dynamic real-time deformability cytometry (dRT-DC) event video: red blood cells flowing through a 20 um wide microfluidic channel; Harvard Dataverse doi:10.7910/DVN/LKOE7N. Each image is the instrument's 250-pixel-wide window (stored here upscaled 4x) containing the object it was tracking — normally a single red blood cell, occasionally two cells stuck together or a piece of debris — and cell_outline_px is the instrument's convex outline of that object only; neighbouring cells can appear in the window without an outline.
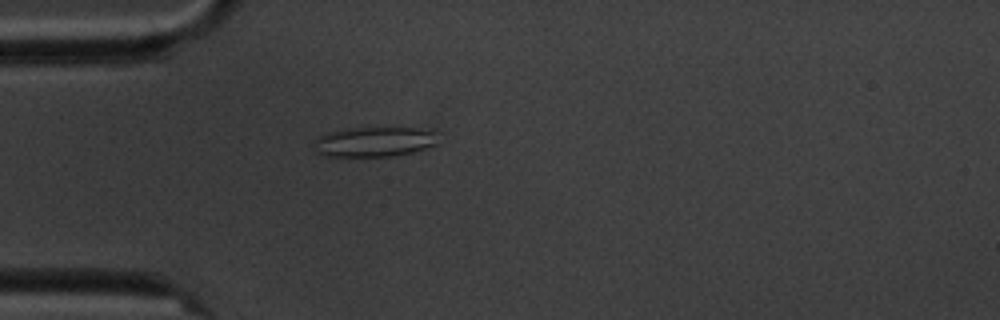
{"species": "common noctule bat (a hibernating species)", "species_latin": "Nyctalus noctula", "temperature_condition": "cold", "stored_images_in_passage": 4, "camera_frame_rate_fps": 3000, "um_per_image_px": 0.085, "animal": {"sex": "male", "body_mass_g": 20.1, "forearm_length_mm": 53.5}, "frame": {"image": 1, "passage_image": 4, "time_ms": 4.333, "image_size_px": [1000, 320], "cell_outline_px": [[436, 144], [412, 152], [392, 156], [324, 156], [316, 152], [316, 140], [320, 136], [328, 132], [344, 128], [420, 128], [432, 132]], "centroid_in_image_um": [31.75, 12.05], "position_along_channel_um": 53.2, "area_um2": 21.15}}